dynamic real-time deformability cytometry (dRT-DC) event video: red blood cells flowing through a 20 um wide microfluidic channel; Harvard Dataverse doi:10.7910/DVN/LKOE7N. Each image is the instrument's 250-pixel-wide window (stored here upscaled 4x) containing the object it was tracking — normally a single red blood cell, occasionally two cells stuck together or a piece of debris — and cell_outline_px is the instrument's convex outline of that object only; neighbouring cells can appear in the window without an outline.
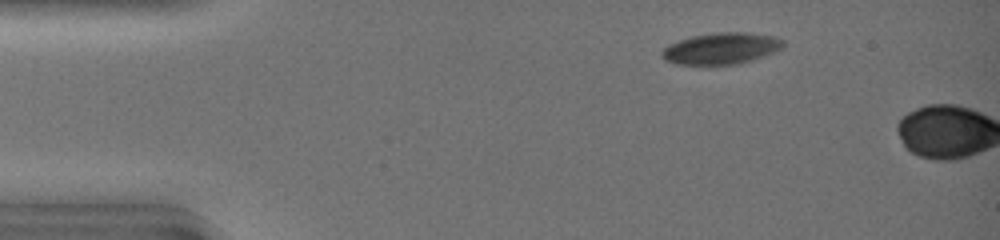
{"species": "common noctule bat (a hibernating species)", "species_latin": "Nyctalus noctula", "temperature_condition": "warm", "stored_images_in_passage": 2, "camera_frame_rate_fps": 3000, "um_per_image_px": 0.085, "animal": {"sex": "female", "body_mass_g": 19.0, "forearm_length_mm": 51.5}, "frame": {"image": 1, "passage_image": 1, "time_ms": 0.0, "image_size_px": [1000, 240], "cell_outline_px": [[784, 44], [780, 48], [764, 56], [740, 64], [676, 64], [664, 60], [660, 56], [660, 52], [668, 44], [692, 36], [716, 32], [744, 32], [772, 36], [784, 40]], "centroid_in_image_um": [61.26, 4.12], "position_along_channel_um": 23.7, "area_um2": 22.14}}